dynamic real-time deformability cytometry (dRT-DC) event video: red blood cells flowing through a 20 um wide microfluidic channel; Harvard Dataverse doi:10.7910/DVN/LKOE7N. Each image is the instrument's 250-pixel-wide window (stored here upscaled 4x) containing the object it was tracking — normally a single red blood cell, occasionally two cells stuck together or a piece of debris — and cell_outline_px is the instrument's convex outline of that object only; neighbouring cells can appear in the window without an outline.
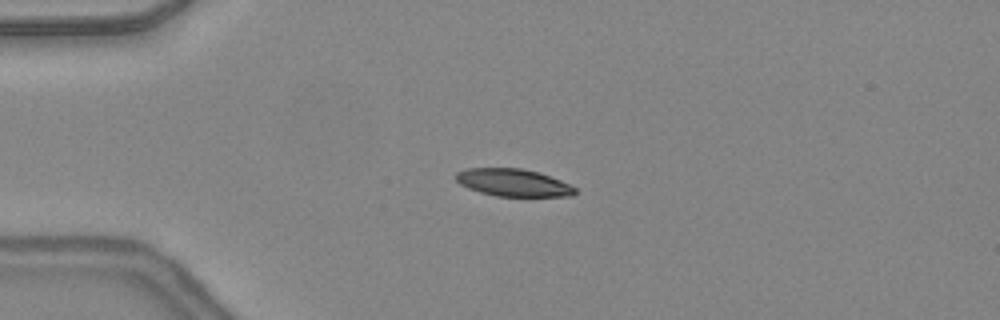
{"species": "common noctule bat (a hibernating species)", "species_latin": "Nyctalus noctula", "temperature_condition": "warm", "stored_images_in_passage": 10, "camera_frame_rate_fps": 3000, "um_per_image_px": 0.085, "animal": {"sex": "female", "body_mass_g": 24.6, "forearm_length_mm": 56.2}, "frame": {"image": 1, "passage_image": 4, "time_ms": 1.0, "image_size_px": [1000, 320], "cell_outline_px": [[576, 192], [572, 196], [496, 196], [480, 192], [468, 188], [460, 184], [456, 180], [456, 172], [464, 168], [520, 168], [536, 172], [560, 180], [576, 188]], "centroid_in_image_um": [43.58, 15.52], "position_along_channel_um": 41.4, "area_um2": 18.9}}
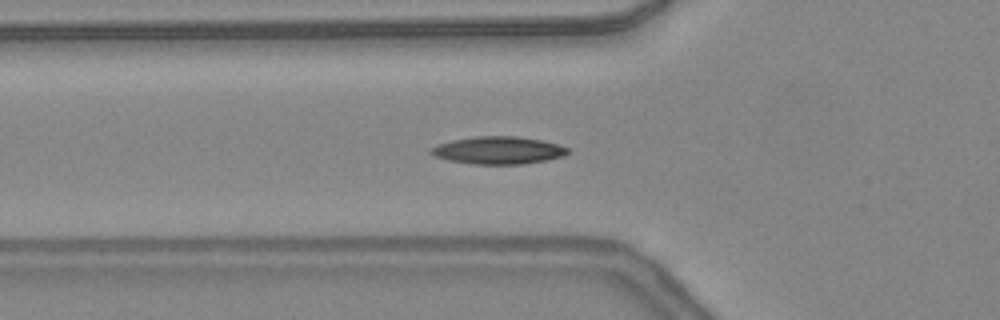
{"frame": {"image": 2, "passage_image": 9, "time_ms": 2.667, "image_size_px": [1000, 320], "cell_outline_px": [[568, 152], [564, 156], [548, 160], [524, 164], [472, 164], [448, 160], [436, 156], [428, 152], [428, 148], [436, 144], [452, 140], [476, 136], [516, 136], [540, 140], [556, 144], [568, 148]], "centroid_in_image_um": [42.31, 12.78], "position_along_channel_um": 83.5, "area_um2": 22.02}}